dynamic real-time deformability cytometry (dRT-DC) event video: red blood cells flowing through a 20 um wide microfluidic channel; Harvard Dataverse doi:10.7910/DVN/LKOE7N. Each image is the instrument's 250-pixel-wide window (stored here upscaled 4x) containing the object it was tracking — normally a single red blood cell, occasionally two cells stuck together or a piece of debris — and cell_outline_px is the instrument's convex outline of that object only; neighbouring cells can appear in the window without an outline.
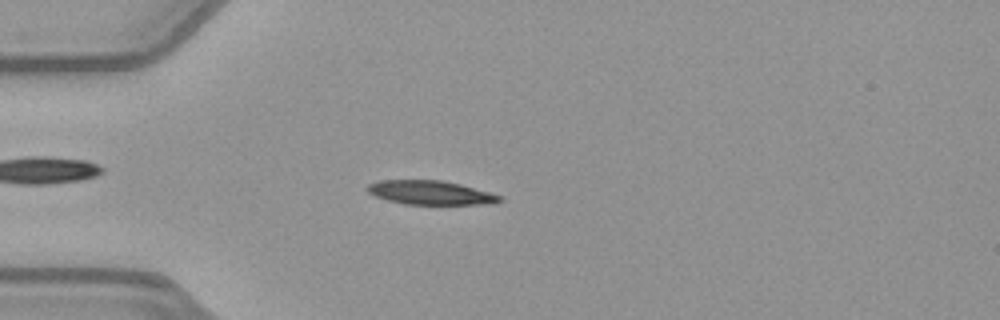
{"species": "common noctule bat (a hibernating species)", "species_latin": "Nyctalus noctula", "temperature_condition": "warm", "stored_images_in_passage": 41, "camera_frame_rate_fps": 3000, "um_per_image_px": 0.085, "animal": {"sex": "female", "body_mass_g": 21.9}, "frame": {"image": 1, "passage_image": 3, "time_ms": 0.667, "image_size_px": [1000, 320], "cell_outline_px": [[504, 200], [496, 204], [404, 204], [388, 200], [376, 196], [368, 192], [368, 184], [380, 180], [444, 180], [460, 184], [504, 196]], "centroid_in_image_um": [36.67, 16.38], "position_along_channel_um": 48.3, "area_um2": 18.55}}
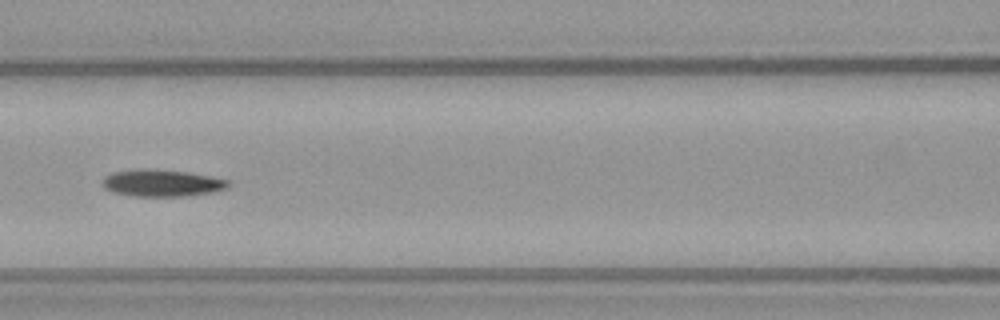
{"frame": {"image": 2, "passage_image": 12, "time_ms": 3.667, "image_size_px": [1000, 320], "cell_outline_px": [[232, 184], [228, 188], [212, 192], [184, 196], [132, 196], [112, 192], [104, 188], [100, 184], [100, 180], [104, 176], [112, 172], [140, 168], [144, 168], [188, 172], [212, 176], [228, 180]], "centroid_in_image_um": [13.72, 15.55], "position_along_channel_um": 152.9, "area_um2": 20.11}}
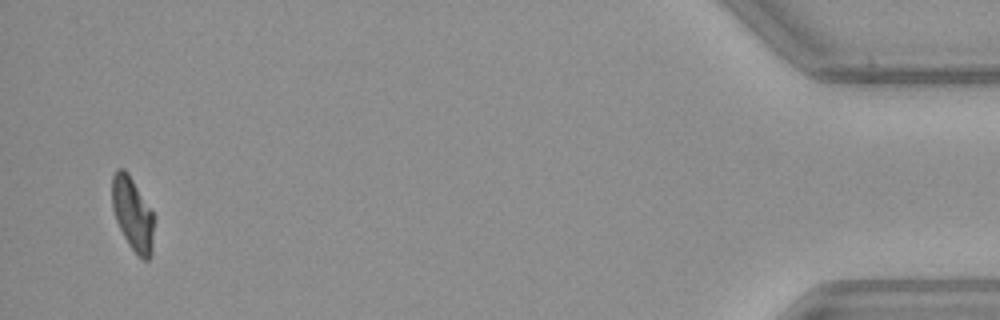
{"frame": {"image": 3, "passage_image": 39, "time_ms": 12.667, "image_size_px": [1000, 320], "cell_outline_px": [[152, 252], [148, 260], [144, 260], [128, 244], [116, 220], [112, 208], [112, 176], [116, 168], [124, 168], [128, 172], [152, 212]], "centroid_in_image_um": [11.23, 18.14], "position_along_channel_um": 424.0, "area_um2": 17.46}}